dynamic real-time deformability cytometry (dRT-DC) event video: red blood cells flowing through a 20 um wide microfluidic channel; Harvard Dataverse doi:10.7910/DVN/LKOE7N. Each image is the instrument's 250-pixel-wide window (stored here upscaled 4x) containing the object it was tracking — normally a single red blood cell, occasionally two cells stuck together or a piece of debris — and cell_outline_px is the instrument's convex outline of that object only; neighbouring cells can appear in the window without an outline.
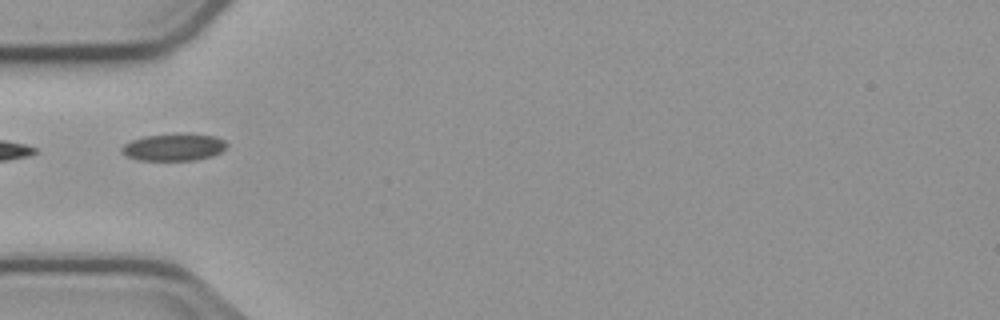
{"species": "common noctule bat (a hibernating species)", "species_latin": "Nyctalus noctula", "temperature_condition": "cold", "stored_images_in_passage": 7, "segment_of_instrument_passage": [2, 2], "camera_frame_rate_fps": 3000, "um_per_image_px": 0.085, "animal": {"sex": "male", "body_mass_g": 23.1, "forearm_length_mm": 52.7}, "frame": {"image": 1, "passage_image": 4, "time_ms": 3.667, "image_size_px": [1000, 320], "cell_outline_px": [[228, 144], [220, 152], [212, 156], [196, 160], [140, 160], [128, 156], [120, 152], [120, 148], [124, 144], [132, 140], [144, 136], [216, 136], [224, 140]], "centroid_in_image_um": [14.74, 12.55], "position_along_channel_um": 70.3, "area_um2": 15.84}}
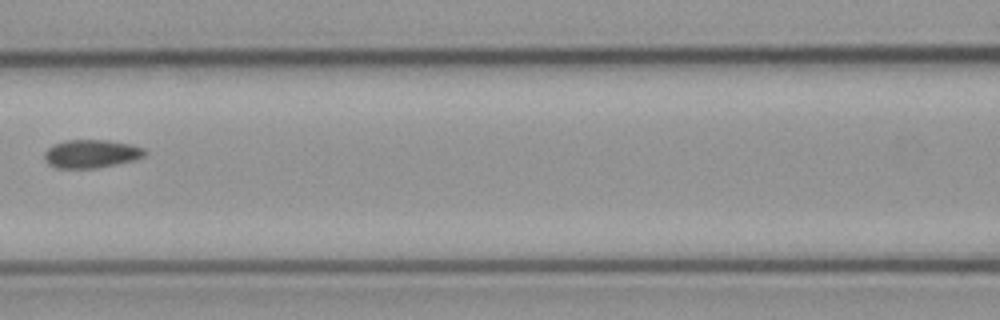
{"frame": {"image": 2, "passage_image": 6, "time_ms": 6.0, "image_size_px": [1000, 320], "cell_outline_px": [[148, 152], [144, 156], [132, 160], [116, 164], [96, 168], [56, 168], [48, 164], [44, 156], [44, 152], [52, 144], [64, 140], [108, 140], [132, 144], [144, 148]], "centroid_in_image_um": [7.75, 13.06], "position_along_channel_um": 158.9, "area_um2": 16.65}}
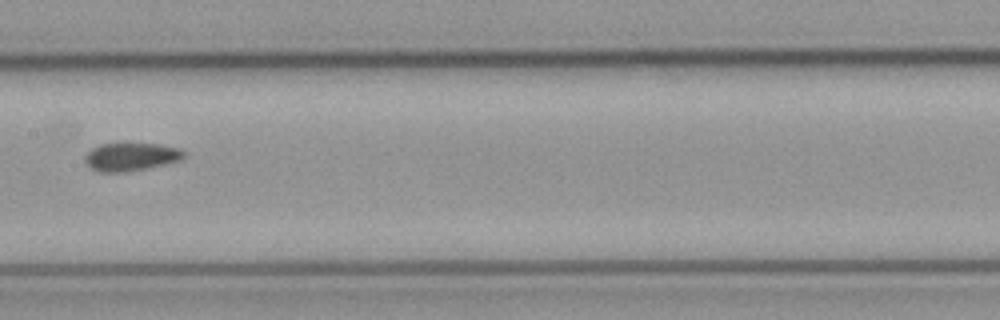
{"frame": {"image": 3, "passage_image": 7, "time_ms": 7.0, "image_size_px": [1000, 320], "cell_outline_px": [[188, 152], [180, 160], [164, 164], [128, 172], [100, 172], [92, 168], [84, 160], [84, 156], [92, 148], [100, 144], [120, 140], [128, 140], [160, 144], [180, 148]], "centroid_in_image_um": [11.14, 13.25], "position_along_channel_um": 196.3, "area_um2": 17.11}}